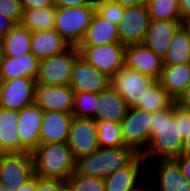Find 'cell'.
Returning a JSON list of instances; mask_svg holds the SVG:
<instances>
[{
  "mask_svg": "<svg viewBox=\"0 0 190 191\" xmlns=\"http://www.w3.org/2000/svg\"><path fill=\"white\" fill-rule=\"evenodd\" d=\"M80 57L77 46H69L62 53L42 59L36 83L44 85H69L75 61Z\"/></svg>",
  "mask_w": 190,
  "mask_h": 191,
  "instance_id": "cell-5",
  "label": "cell"
},
{
  "mask_svg": "<svg viewBox=\"0 0 190 191\" xmlns=\"http://www.w3.org/2000/svg\"><path fill=\"white\" fill-rule=\"evenodd\" d=\"M56 7L23 9L20 25L30 31L54 29Z\"/></svg>",
  "mask_w": 190,
  "mask_h": 191,
  "instance_id": "cell-29",
  "label": "cell"
},
{
  "mask_svg": "<svg viewBox=\"0 0 190 191\" xmlns=\"http://www.w3.org/2000/svg\"><path fill=\"white\" fill-rule=\"evenodd\" d=\"M124 66L159 80L163 60L143 43L132 44L125 48Z\"/></svg>",
  "mask_w": 190,
  "mask_h": 191,
  "instance_id": "cell-17",
  "label": "cell"
},
{
  "mask_svg": "<svg viewBox=\"0 0 190 191\" xmlns=\"http://www.w3.org/2000/svg\"><path fill=\"white\" fill-rule=\"evenodd\" d=\"M1 56H2V49H1V42H0V60H1Z\"/></svg>",
  "mask_w": 190,
  "mask_h": 191,
  "instance_id": "cell-51",
  "label": "cell"
},
{
  "mask_svg": "<svg viewBox=\"0 0 190 191\" xmlns=\"http://www.w3.org/2000/svg\"><path fill=\"white\" fill-rule=\"evenodd\" d=\"M32 31L16 24L5 36L0 38L3 56H22L31 52Z\"/></svg>",
  "mask_w": 190,
  "mask_h": 191,
  "instance_id": "cell-28",
  "label": "cell"
},
{
  "mask_svg": "<svg viewBox=\"0 0 190 191\" xmlns=\"http://www.w3.org/2000/svg\"><path fill=\"white\" fill-rule=\"evenodd\" d=\"M94 1V4H97L99 2H102V1H109V0H93Z\"/></svg>",
  "mask_w": 190,
  "mask_h": 191,
  "instance_id": "cell-50",
  "label": "cell"
},
{
  "mask_svg": "<svg viewBox=\"0 0 190 191\" xmlns=\"http://www.w3.org/2000/svg\"><path fill=\"white\" fill-rule=\"evenodd\" d=\"M150 20L183 21L176 0H147Z\"/></svg>",
  "mask_w": 190,
  "mask_h": 191,
  "instance_id": "cell-32",
  "label": "cell"
},
{
  "mask_svg": "<svg viewBox=\"0 0 190 191\" xmlns=\"http://www.w3.org/2000/svg\"><path fill=\"white\" fill-rule=\"evenodd\" d=\"M44 111L37 105L19 111L18 133L21 140V153H31L40 144V127Z\"/></svg>",
  "mask_w": 190,
  "mask_h": 191,
  "instance_id": "cell-18",
  "label": "cell"
},
{
  "mask_svg": "<svg viewBox=\"0 0 190 191\" xmlns=\"http://www.w3.org/2000/svg\"><path fill=\"white\" fill-rule=\"evenodd\" d=\"M39 62L40 60L31 52L16 57L2 55L0 60V80L25 77L36 79L39 73Z\"/></svg>",
  "mask_w": 190,
  "mask_h": 191,
  "instance_id": "cell-21",
  "label": "cell"
},
{
  "mask_svg": "<svg viewBox=\"0 0 190 191\" xmlns=\"http://www.w3.org/2000/svg\"><path fill=\"white\" fill-rule=\"evenodd\" d=\"M175 100L168 92L157 82L149 91H147L142 101H139L135 107L154 113L161 109L169 108Z\"/></svg>",
  "mask_w": 190,
  "mask_h": 191,
  "instance_id": "cell-30",
  "label": "cell"
},
{
  "mask_svg": "<svg viewBox=\"0 0 190 191\" xmlns=\"http://www.w3.org/2000/svg\"><path fill=\"white\" fill-rule=\"evenodd\" d=\"M70 45L54 30L33 31L31 53L39 60L49 58L66 50Z\"/></svg>",
  "mask_w": 190,
  "mask_h": 191,
  "instance_id": "cell-24",
  "label": "cell"
},
{
  "mask_svg": "<svg viewBox=\"0 0 190 191\" xmlns=\"http://www.w3.org/2000/svg\"><path fill=\"white\" fill-rule=\"evenodd\" d=\"M116 3H119L122 7H133L146 4L147 0H112Z\"/></svg>",
  "mask_w": 190,
  "mask_h": 191,
  "instance_id": "cell-46",
  "label": "cell"
},
{
  "mask_svg": "<svg viewBox=\"0 0 190 191\" xmlns=\"http://www.w3.org/2000/svg\"><path fill=\"white\" fill-rule=\"evenodd\" d=\"M73 115L59 111H44L40 127V144L66 143Z\"/></svg>",
  "mask_w": 190,
  "mask_h": 191,
  "instance_id": "cell-19",
  "label": "cell"
},
{
  "mask_svg": "<svg viewBox=\"0 0 190 191\" xmlns=\"http://www.w3.org/2000/svg\"><path fill=\"white\" fill-rule=\"evenodd\" d=\"M139 154L131 147L99 148L90 155L76 160V172L80 175L105 178L127 167Z\"/></svg>",
  "mask_w": 190,
  "mask_h": 191,
  "instance_id": "cell-3",
  "label": "cell"
},
{
  "mask_svg": "<svg viewBox=\"0 0 190 191\" xmlns=\"http://www.w3.org/2000/svg\"><path fill=\"white\" fill-rule=\"evenodd\" d=\"M35 78L0 80V107L20 111L35 104Z\"/></svg>",
  "mask_w": 190,
  "mask_h": 191,
  "instance_id": "cell-11",
  "label": "cell"
},
{
  "mask_svg": "<svg viewBox=\"0 0 190 191\" xmlns=\"http://www.w3.org/2000/svg\"><path fill=\"white\" fill-rule=\"evenodd\" d=\"M124 10L125 7H122L119 3L112 0L102 1L95 4V11L101 17L106 18L117 25L120 21H122Z\"/></svg>",
  "mask_w": 190,
  "mask_h": 191,
  "instance_id": "cell-35",
  "label": "cell"
},
{
  "mask_svg": "<svg viewBox=\"0 0 190 191\" xmlns=\"http://www.w3.org/2000/svg\"><path fill=\"white\" fill-rule=\"evenodd\" d=\"M150 125V142L141 154L146 164L179 156L183 139L178 133V105L174 102L169 108L152 113Z\"/></svg>",
  "mask_w": 190,
  "mask_h": 191,
  "instance_id": "cell-1",
  "label": "cell"
},
{
  "mask_svg": "<svg viewBox=\"0 0 190 191\" xmlns=\"http://www.w3.org/2000/svg\"><path fill=\"white\" fill-rule=\"evenodd\" d=\"M152 113L129 107L120 122L124 144L142 154L150 142V122Z\"/></svg>",
  "mask_w": 190,
  "mask_h": 191,
  "instance_id": "cell-8",
  "label": "cell"
},
{
  "mask_svg": "<svg viewBox=\"0 0 190 191\" xmlns=\"http://www.w3.org/2000/svg\"><path fill=\"white\" fill-rule=\"evenodd\" d=\"M157 82L150 76L124 66L111 77L110 86L121 95L128 107H135Z\"/></svg>",
  "mask_w": 190,
  "mask_h": 191,
  "instance_id": "cell-7",
  "label": "cell"
},
{
  "mask_svg": "<svg viewBox=\"0 0 190 191\" xmlns=\"http://www.w3.org/2000/svg\"><path fill=\"white\" fill-rule=\"evenodd\" d=\"M158 82L176 100L190 82V63L163 64Z\"/></svg>",
  "mask_w": 190,
  "mask_h": 191,
  "instance_id": "cell-26",
  "label": "cell"
},
{
  "mask_svg": "<svg viewBox=\"0 0 190 191\" xmlns=\"http://www.w3.org/2000/svg\"><path fill=\"white\" fill-rule=\"evenodd\" d=\"M147 164L146 167L149 166L151 172L156 171L154 172L155 180L152 177L151 181L153 191H190V180L182 175L180 167L174 159H158ZM154 184L156 185L154 186Z\"/></svg>",
  "mask_w": 190,
  "mask_h": 191,
  "instance_id": "cell-14",
  "label": "cell"
},
{
  "mask_svg": "<svg viewBox=\"0 0 190 191\" xmlns=\"http://www.w3.org/2000/svg\"><path fill=\"white\" fill-rule=\"evenodd\" d=\"M16 24L0 13V38L5 36Z\"/></svg>",
  "mask_w": 190,
  "mask_h": 191,
  "instance_id": "cell-43",
  "label": "cell"
},
{
  "mask_svg": "<svg viewBox=\"0 0 190 191\" xmlns=\"http://www.w3.org/2000/svg\"><path fill=\"white\" fill-rule=\"evenodd\" d=\"M66 181L37 176V191H66Z\"/></svg>",
  "mask_w": 190,
  "mask_h": 191,
  "instance_id": "cell-37",
  "label": "cell"
},
{
  "mask_svg": "<svg viewBox=\"0 0 190 191\" xmlns=\"http://www.w3.org/2000/svg\"><path fill=\"white\" fill-rule=\"evenodd\" d=\"M22 9L55 7V0H20Z\"/></svg>",
  "mask_w": 190,
  "mask_h": 191,
  "instance_id": "cell-39",
  "label": "cell"
},
{
  "mask_svg": "<svg viewBox=\"0 0 190 191\" xmlns=\"http://www.w3.org/2000/svg\"><path fill=\"white\" fill-rule=\"evenodd\" d=\"M34 175L66 181L76 170V160L66 143L39 144L32 152Z\"/></svg>",
  "mask_w": 190,
  "mask_h": 191,
  "instance_id": "cell-2",
  "label": "cell"
},
{
  "mask_svg": "<svg viewBox=\"0 0 190 191\" xmlns=\"http://www.w3.org/2000/svg\"><path fill=\"white\" fill-rule=\"evenodd\" d=\"M163 64L190 63V23L182 24L170 41Z\"/></svg>",
  "mask_w": 190,
  "mask_h": 191,
  "instance_id": "cell-27",
  "label": "cell"
},
{
  "mask_svg": "<svg viewBox=\"0 0 190 191\" xmlns=\"http://www.w3.org/2000/svg\"><path fill=\"white\" fill-rule=\"evenodd\" d=\"M94 13L95 5L70 8L56 7L54 30L70 46H78L85 35Z\"/></svg>",
  "mask_w": 190,
  "mask_h": 191,
  "instance_id": "cell-4",
  "label": "cell"
},
{
  "mask_svg": "<svg viewBox=\"0 0 190 191\" xmlns=\"http://www.w3.org/2000/svg\"><path fill=\"white\" fill-rule=\"evenodd\" d=\"M68 191H104V179L80 175L76 171L66 180Z\"/></svg>",
  "mask_w": 190,
  "mask_h": 191,
  "instance_id": "cell-34",
  "label": "cell"
},
{
  "mask_svg": "<svg viewBox=\"0 0 190 191\" xmlns=\"http://www.w3.org/2000/svg\"><path fill=\"white\" fill-rule=\"evenodd\" d=\"M0 191H12V190L6 189L4 186H2V185L0 184Z\"/></svg>",
  "mask_w": 190,
  "mask_h": 191,
  "instance_id": "cell-49",
  "label": "cell"
},
{
  "mask_svg": "<svg viewBox=\"0 0 190 191\" xmlns=\"http://www.w3.org/2000/svg\"><path fill=\"white\" fill-rule=\"evenodd\" d=\"M74 102V91L70 85L35 84V104L43 111L71 113Z\"/></svg>",
  "mask_w": 190,
  "mask_h": 191,
  "instance_id": "cell-15",
  "label": "cell"
},
{
  "mask_svg": "<svg viewBox=\"0 0 190 191\" xmlns=\"http://www.w3.org/2000/svg\"><path fill=\"white\" fill-rule=\"evenodd\" d=\"M149 23V11L146 4L126 7L122 21L117 25L120 43L125 46L143 43Z\"/></svg>",
  "mask_w": 190,
  "mask_h": 191,
  "instance_id": "cell-12",
  "label": "cell"
},
{
  "mask_svg": "<svg viewBox=\"0 0 190 191\" xmlns=\"http://www.w3.org/2000/svg\"><path fill=\"white\" fill-rule=\"evenodd\" d=\"M0 13L20 24L23 13L20 0H0Z\"/></svg>",
  "mask_w": 190,
  "mask_h": 191,
  "instance_id": "cell-36",
  "label": "cell"
},
{
  "mask_svg": "<svg viewBox=\"0 0 190 191\" xmlns=\"http://www.w3.org/2000/svg\"><path fill=\"white\" fill-rule=\"evenodd\" d=\"M178 133L184 140L190 135V110L178 106Z\"/></svg>",
  "mask_w": 190,
  "mask_h": 191,
  "instance_id": "cell-38",
  "label": "cell"
},
{
  "mask_svg": "<svg viewBox=\"0 0 190 191\" xmlns=\"http://www.w3.org/2000/svg\"><path fill=\"white\" fill-rule=\"evenodd\" d=\"M80 56L95 69L113 77L124 67L125 48L121 43L77 46Z\"/></svg>",
  "mask_w": 190,
  "mask_h": 191,
  "instance_id": "cell-6",
  "label": "cell"
},
{
  "mask_svg": "<svg viewBox=\"0 0 190 191\" xmlns=\"http://www.w3.org/2000/svg\"><path fill=\"white\" fill-rule=\"evenodd\" d=\"M128 108L121 95L110 86L99 93L95 121L107 120L120 123L126 116Z\"/></svg>",
  "mask_w": 190,
  "mask_h": 191,
  "instance_id": "cell-25",
  "label": "cell"
},
{
  "mask_svg": "<svg viewBox=\"0 0 190 191\" xmlns=\"http://www.w3.org/2000/svg\"><path fill=\"white\" fill-rule=\"evenodd\" d=\"M99 94L89 92H74V102L71 114L73 117L95 120Z\"/></svg>",
  "mask_w": 190,
  "mask_h": 191,
  "instance_id": "cell-33",
  "label": "cell"
},
{
  "mask_svg": "<svg viewBox=\"0 0 190 191\" xmlns=\"http://www.w3.org/2000/svg\"><path fill=\"white\" fill-rule=\"evenodd\" d=\"M19 111L0 107V153H21Z\"/></svg>",
  "mask_w": 190,
  "mask_h": 191,
  "instance_id": "cell-23",
  "label": "cell"
},
{
  "mask_svg": "<svg viewBox=\"0 0 190 191\" xmlns=\"http://www.w3.org/2000/svg\"><path fill=\"white\" fill-rule=\"evenodd\" d=\"M66 144L75 160L90 155L100 148L95 120L73 117Z\"/></svg>",
  "mask_w": 190,
  "mask_h": 191,
  "instance_id": "cell-10",
  "label": "cell"
},
{
  "mask_svg": "<svg viewBox=\"0 0 190 191\" xmlns=\"http://www.w3.org/2000/svg\"><path fill=\"white\" fill-rule=\"evenodd\" d=\"M108 43H120L117 24L101 17L95 11L78 46H97Z\"/></svg>",
  "mask_w": 190,
  "mask_h": 191,
  "instance_id": "cell-22",
  "label": "cell"
},
{
  "mask_svg": "<svg viewBox=\"0 0 190 191\" xmlns=\"http://www.w3.org/2000/svg\"><path fill=\"white\" fill-rule=\"evenodd\" d=\"M174 160L178 163L182 175L190 180V156L179 155Z\"/></svg>",
  "mask_w": 190,
  "mask_h": 191,
  "instance_id": "cell-41",
  "label": "cell"
},
{
  "mask_svg": "<svg viewBox=\"0 0 190 191\" xmlns=\"http://www.w3.org/2000/svg\"><path fill=\"white\" fill-rule=\"evenodd\" d=\"M179 155L190 156V135L183 140L182 149Z\"/></svg>",
  "mask_w": 190,
  "mask_h": 191,
  "instance_id": "cell-47",
  "label": "cell"
},
{
  "mask_svg": "<svg viewBox=\"0 0 190 191\" xmlns=\"http://www.w3.org/2000/svg\"><path fill=\"white\" fill-rule=\"evenodd\" d=\"M178 3L181 19L185 23H190V0H180Z\"/></svg>",
  "mask_w": 190,
  "mask_h": 191,
  "instance_id": "cell-44",
  "label": "cell"
},
{
  "mask_svg": "<svg viewBox=\"0 0 190 191\" xmlns=\"http://www.w3.org/2000/svg\"><path fill=\"white\" fill-rule=\"evenodd\" d=\"M145 166L146 161L139 154L127 167L104 178V191H134L147 179H144L145 172H148Z\"/></svg>",
  "mask_w": 190,
  "mask_h": 191,
  "instance_id": "cell-16",
  "label": "cell"
},
{
  "mask_svg": "<svg viewBox=\"0 0 190 191\" xmlns=\"http://www.w3.org/2000/svg\"><path fill=\"white\" fill-rule=\"evenodd\" d=\"M175 104L190 110V82L186 85L184 91L175 100Z\"/></svg>",
  "mask_w": 190,
  "mask_h": 191,
  "instance_id": "cell-42",
  "label": "cell"
},
{
  "mask_svg": "<svg viewBox=\"0 0 190 191\" xmlns=\"http://www.w3.org/2000/svg\"><path fill=\"white\" fill-rule=\"evenodd\" d=\"M147 177V180H145V182H144V184L142 185H140L139 187H137L134 191H153L152 189H153V187L151 186V184H150V180H151V178L149 177V175L148 176H146ZM148 179H150V180H148ZM147 181V182H146ZM146 183V184H145ZM149 185L148 187L146 186V185Z\"/></svg>",
  "mask_w": 190,
  "mask_h": 191,
  "instance_id": "cell-48",
  "label": "cell"
},
{
  "mask_svg": "<svg viewBox=\"0 0 190 191\" xmlns=\"http://www.w3.org/2000/svg\"><path fill=\"white\" fill-rule=\"evenodd\" d=\"M98 143L101 148H116L124 144L120 123L107 120L95 121Z\"/></svg>",
  "mask_w": 190,
  "mask_h": 191,
  "instance_id": "cell-31",
  "label": "cell"
},
{
  "mask_svg": "<svg viewBox=\"0 0 190 191\" xmlns=\"http://www.w3.org/2000/svg\"><path fill=\"white\" fill-rule=\"evenodd\" d=\"M111 77L98 71L81 56L75 61L69 85L74 92L97 93L108 89Z\"/></svg>",
  "mask_w": 190,
  "mask_h": 191,
  "instance_id": "cell-13",
  "label": "cell"
},
{
  "mask_svg": "<svg viewBox=\"0 0 190 191\" xmlns=\"http://www.w3.org/2000/svg\"><path fill=\"white\" fill-rule=\"evenodd\" d=\"M184 21L150 20L143 44L154 51L160 58H164L170 41Z\"/></svg>",
  "mask_w": 190,
  "mask_h": 191,
  "instance_id": "cell-20",
  "label": "cell"
},
{
  "mask_svg": "<svg viewBox=\"0 0 190 191\" xmlns=\"http://www.w3.org/2000/svg\"><path fill=\"white\" fill-rule=\"evenodd\" d=\"M84 5H95L93 0H55V7H80Z\"/></svg>",
  "mask_w": 190,
  "mask_h": 191,
  "instance_id": "cell-40",
  "label": "cell"
},
{
  "mask_svg": "<svg viewBox=\"0 0 190 191\" xmlns=\"http://www.w3.org/2000/svg\"><path fill=\"white\" fill-rule=\"evenodd\" d=\"M34 176L31 153H0V184L15 190Z\"/></svg>",
  "mask_w": 190,
  "mask_h": 191,
  "instance_id": "cell-9",
  "label": "cell"
},
{
  "mask_svg": "<svg viewBox=\"0 0 190 191\" xmlns=\"http://www.w3.org/2000/svg\"><path fill=\"white\" fill-rule=\"evenodd\" d=\"M13 191H37V176L34 175L30 180Z\"/></svg>",
  "mask_w": 190,
  "mask_h": 191,
  "instance_id": "cell-45",
  "label": "cell"
}]
</instances>
